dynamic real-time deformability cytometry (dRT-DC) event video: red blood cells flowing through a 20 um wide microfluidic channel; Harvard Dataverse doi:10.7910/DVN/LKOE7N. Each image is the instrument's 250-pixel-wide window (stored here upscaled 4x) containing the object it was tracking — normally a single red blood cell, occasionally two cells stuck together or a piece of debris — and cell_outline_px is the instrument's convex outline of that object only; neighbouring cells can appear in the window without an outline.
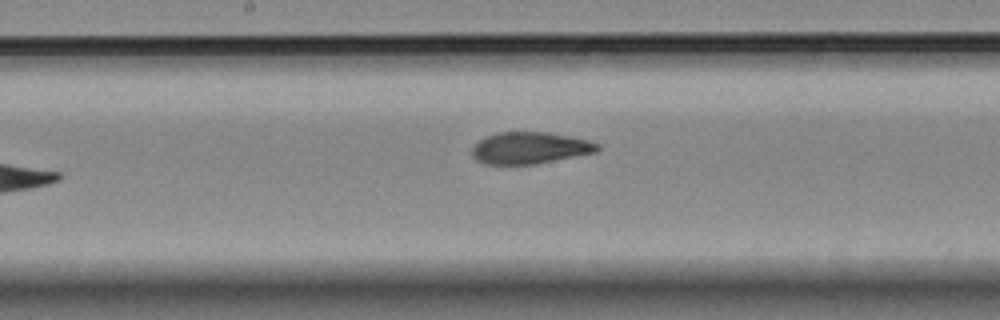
{"species": "Egyptian fruit bat (a non-hibernating species)", "species_latin": "Rousettus aegyptiacus", "temperature_condition": "room temperature", "stored_images_in_passage": 8, "camera_frame_rate_fps": 3000, "um_per_image_px": 0.085, "animal": {"sex": "female"}, "frame": {"image": 1, "passage_image": 8, "time_ms": 8.0, "image_size_px": [1000, 320], "cell_outline_px": [[600, 148], [596, 152], [536, 164], [484, 164], [476, 160], [472, 156], [472, 148], [484, 136], [496, 132], [548, 132], [588, 140], [600, 144]], "centroid_in_image_um": [45.02, 12.57], "position_along_channel_um": 203.2, "area_um2": 23.24}}